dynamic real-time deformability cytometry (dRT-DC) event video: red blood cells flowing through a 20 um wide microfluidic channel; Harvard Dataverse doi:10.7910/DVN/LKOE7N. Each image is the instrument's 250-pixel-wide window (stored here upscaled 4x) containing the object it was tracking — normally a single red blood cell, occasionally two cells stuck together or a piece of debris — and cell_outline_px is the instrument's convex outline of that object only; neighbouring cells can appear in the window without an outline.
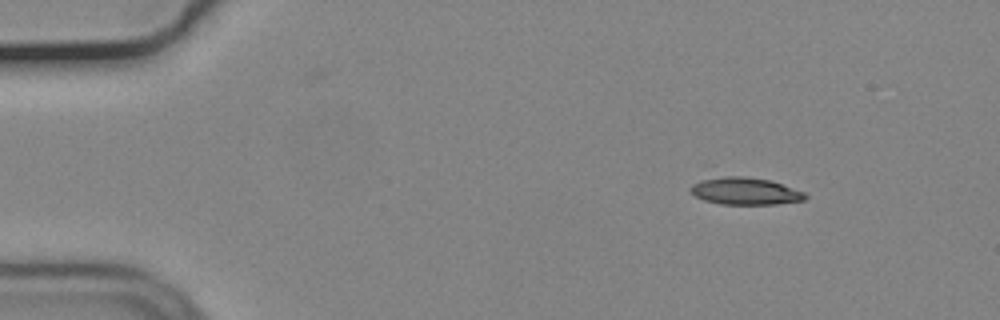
{"species": "common noctule bat (a hibernating species)", "species_latin": "Nyctalus noctula", "temperature_condition": "cold", "stored_images_in_passage": 13, "camera_frame_rate_fps": 3000, "um_per_image_px": 0.085, "animal": {"sex": "male", "body_mass_g": 19.2, "forearm_length_mm": 51.8}, "frame": {"image": 1, "passage_image": 1, "time_ms": 0.0, "image_size_px": [1000, 320], "cell_outline_px": [[808, 196], [804, 200], [776, 204], [720, 204], [704, 200], [696, 196], [688, 188], [692, 184], [700, 180], [724, 176], [744, 176], [768, 180], [804, 192]], "centroid_in_image_um": [63.31, 16.25], "position_along_channel_um": 21.7, "area_um2": 17.98}}
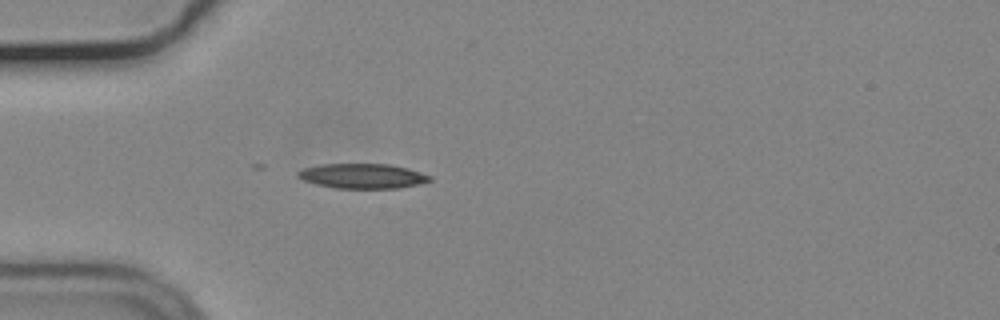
{"frame": {"image": 2, "passage_image": 10, "time_ms": 3.0, "image_size_px": [1000, 320], "cell_outline_px": [[432, 180], [400, 188], [336, 188], [316, 184], [304, 180], [296, 176], [296, 172], [304, 168], [320, 164], [388, 164], [408, 168], [432, 176]], "centroid_in_image_um": [30.8, 14.96], "position_along_channel_um": 54.2, "area_um2": 19.02}}